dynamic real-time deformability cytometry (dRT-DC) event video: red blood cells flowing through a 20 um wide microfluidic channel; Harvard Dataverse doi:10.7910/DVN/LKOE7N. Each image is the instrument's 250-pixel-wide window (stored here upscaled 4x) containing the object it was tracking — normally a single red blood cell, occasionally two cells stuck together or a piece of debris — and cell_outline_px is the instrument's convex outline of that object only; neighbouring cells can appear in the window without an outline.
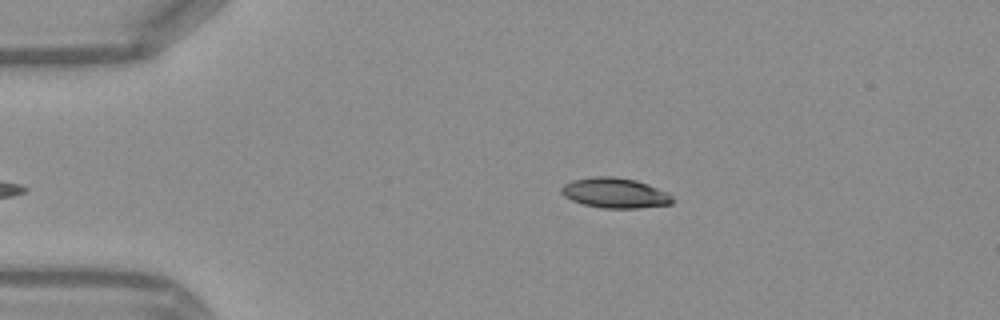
{"species": "Egyptian fruit bat (a non-hibernating species)", "species_latin": "Rousettus aegyptiacus", "temperature_condition": "warm", "stored_images_in_passage": 5, "camera_frame_rate_fps": 3000, "um_per_image_px": 0.085, "frame": {"image": 1, "passage_image": 2, "time_ms": 0.333, "image_size_px": [1000, 320], "cell_outline_px": [[672, 204], [636, 208], [604, 208], [584, 204], [572, 200], [564, 196], [560, 192], [560, 188], [564, 184], [572, 180], [592, 176], [612, 176], [636, 180], [648, 184], [668, 192], [672, 196]], "centroid_in_image_um": [52.26, 16.39], "position_along_channel_um": 32.7, "area_um2": 19.54}}